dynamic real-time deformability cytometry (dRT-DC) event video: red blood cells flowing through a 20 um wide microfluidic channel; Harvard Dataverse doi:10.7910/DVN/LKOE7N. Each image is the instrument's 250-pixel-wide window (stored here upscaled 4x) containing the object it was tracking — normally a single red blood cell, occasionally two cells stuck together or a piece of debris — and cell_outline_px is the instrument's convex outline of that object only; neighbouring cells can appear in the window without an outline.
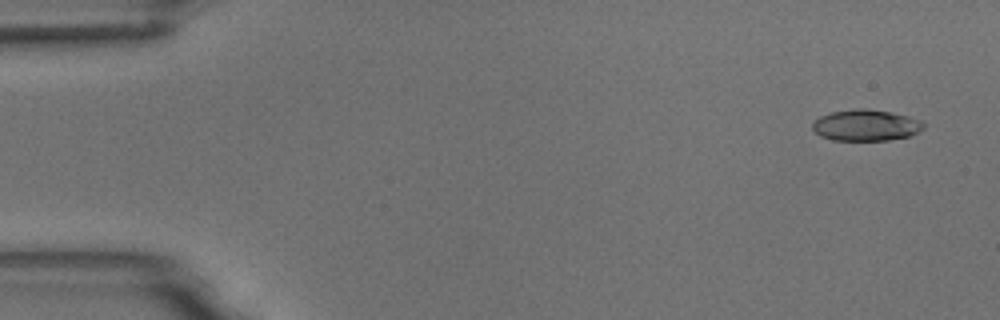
{"species": "common noctule bat (a hibernating species)", "species_latin": "Nyctalus noctula", "temperature_condition": "room temperature", "stored_images_in_passage": 4, "camera_frame_rate_fps": 3000, "um_per_image_px": 0.085, "animal": {"sex": "male", "body_mass_g": 18.8}, "frame": {"image": 1, "passage_image": 1, "time_ms": 0.0, "image_size_px": [1000, 320], "cell_outline_px": [[924, 128], [908, 136], [888, 140], [832, 140], [820, 136], [812, 128], [812, 124], [820, 116], [832, 112], [852, 108], [864, 108], [888, 112], [908, 116], [920, 120], [924, 124]], "centroid_in_image_um": [73.57, 10.64], "position_along_channel_um": 11.4, "area_um2": 20.06}}
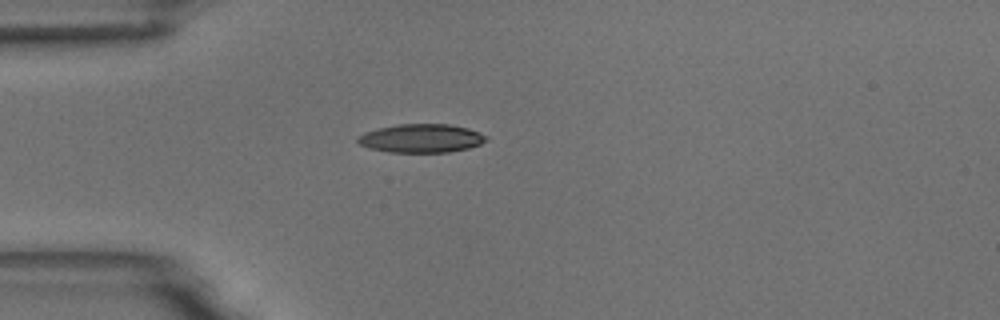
{"frame": {"image": 2, "passage_image": 4, "time_ms": 4.0, "image_size_px": [1000, 320], "cell_outline_px": [[488, 140], [480, 144], [468, 148], [448, 152], [388, 152], [368, 148], [360, 144], [356, 140], [356, 136], [364, 132], [376, 128], [396, 124], [448, 124], [468, 128], [488, 136]], "centroid_in_image_um": [35.77, 11.75], "position_along_channel_um": 49.2, "area_um2": 21.56}}